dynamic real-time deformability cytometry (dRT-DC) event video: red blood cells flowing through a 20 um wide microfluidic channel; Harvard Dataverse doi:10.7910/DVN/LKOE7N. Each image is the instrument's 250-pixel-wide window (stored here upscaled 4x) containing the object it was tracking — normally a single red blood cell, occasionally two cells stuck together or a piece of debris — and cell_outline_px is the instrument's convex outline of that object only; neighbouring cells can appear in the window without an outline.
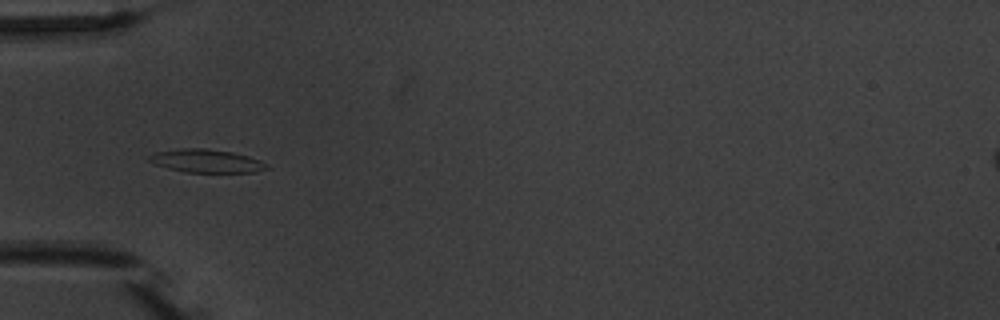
{"species": "common noctule bat (a hibernating species)", "species_latin": "Nyctalus noctula", "temperature_condition": "warm", "stored_images_in_passage": 6, "camera_frame_rate_fps": 3000, "um_per_image_px": 0.085, "animal": {"sex": "male", "body_mass_g": 20.1, "forearm_length_mm": 53.5}, "frame": {"image": 1, "passage_image": 5, "time_ms": 5.667, "image_size_px": [1000, 320], "cell_outline_px": [[272, 168], [256, 172], [184, 172], [168, 168], [156, 164], [148, 160], [148, 156], [156, 152], [180, 148], [208, 148], [232, 152], [248, 156], [260, 160]], "centroid_in_image_um": [17.57, 13.68], "position_along_channel_um": 67.4, "area_um2": 15.95}}